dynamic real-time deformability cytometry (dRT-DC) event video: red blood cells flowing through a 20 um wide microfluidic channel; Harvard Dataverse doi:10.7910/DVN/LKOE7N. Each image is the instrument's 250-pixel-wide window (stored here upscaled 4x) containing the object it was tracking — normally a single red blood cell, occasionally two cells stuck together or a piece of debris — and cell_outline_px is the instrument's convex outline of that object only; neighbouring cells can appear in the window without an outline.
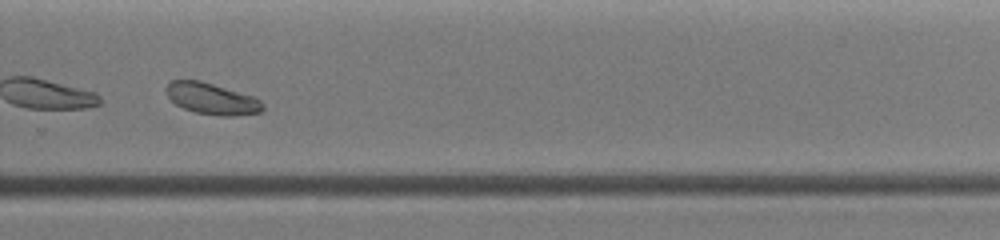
{"species": "common noctule bat (a hibernating species)", "species_latin": "Nyctalus noctula", "temperature_condition": "warm", "stored_images_in_passage": 36, "camera_frame_rate_fps": 3000, "um_per_image_px": 0.085, "animal": {"sex": "female", "body_mass_g": 19.0, "forearm_length_mm": 51.5}, "frame": {"image": 1, "passage_image": 27, "time_ms": 6.333, "image_size_px": [1000, 240], "cell_outline_px": [[264, 108], [260, 112], [236, 116], [224, 116], [196, 112], [184, 108], [176, 104], [168, 96], [164, 88], [172, 80], [200, 80], [256, 96], [264, 104]], "centroid_in_image_um": [18.04, 8.38], "position_along_channel_um": 311.8, "area_um2": 17.74}}